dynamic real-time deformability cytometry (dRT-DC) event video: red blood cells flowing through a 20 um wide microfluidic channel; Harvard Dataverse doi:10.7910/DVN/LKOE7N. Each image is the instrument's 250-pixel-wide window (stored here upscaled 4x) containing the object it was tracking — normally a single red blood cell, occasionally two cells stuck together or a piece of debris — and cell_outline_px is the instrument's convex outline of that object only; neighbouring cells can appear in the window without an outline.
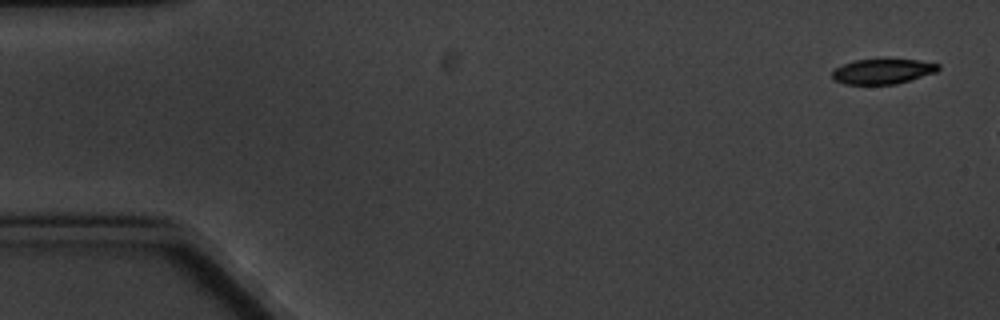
{"species": "common noctule bat (a hibernating species)", "species_latin": "Nyctalus noctula", "temperature_condition": "cold", "stored_images_in_passage": 3, "camera_frame_rate_fps": 3000, "um_per_image_px": 0.085, "animal": {"sex": "male", "body_mass_g": 20.1, "forearm_length_mm": 53.5}, "frame": {"image": 1, "passage_image": 1, "time_ms": 0.0, "image_size_px": [1000, 320], "cell_outline_px": [[940, 68], [936, 72], [896, 84], [844, 84], [836, 80], [832, 76], [832, 72], [836, 68], [844, 64], [856, 60], [884, 56], [920, 60], [940, 64]], "centroid_in_image_um": [75.07, 6.01], "position_along_channel_um": 9.9, "area_um2": 16.13}}